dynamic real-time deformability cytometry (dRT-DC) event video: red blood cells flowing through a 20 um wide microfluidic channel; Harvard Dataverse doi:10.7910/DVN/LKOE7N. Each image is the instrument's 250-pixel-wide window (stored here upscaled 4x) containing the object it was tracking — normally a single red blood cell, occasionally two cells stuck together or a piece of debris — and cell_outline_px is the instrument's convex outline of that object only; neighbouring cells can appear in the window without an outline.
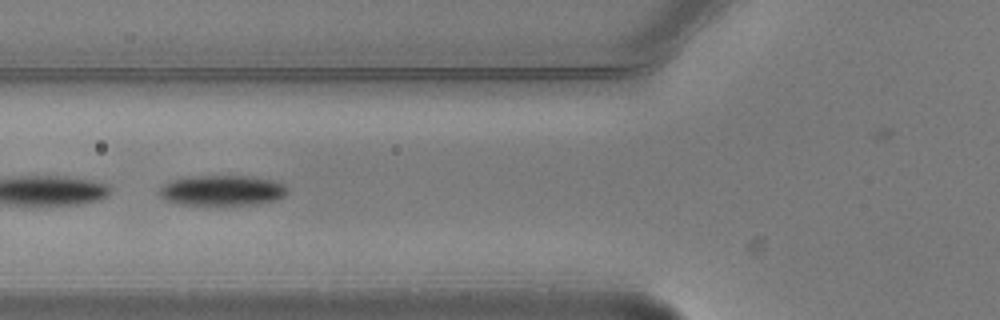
{"species": "common noctule bat (a hibernating species)", "species_latin": "Nyctalus noctula", "temperature_condition": "warm", "stored_images_in_passage": 5, "camera_frame_rate_fps": 3000, "um_per_image_px": 0.085, "animal": {"sex": "male", "body_mass_g": 20.5, "forearm_length_mm": 52.5}, "frame": {"image": 1, "passage_image": 4, "time_ms": 1.0, "image_size_px": [1000, 320], "cell_outline_px": [[288, 192], [284, 196], [276, 200], [256, 204], [176, 204], [160, 196], [156, 192], [160, 184], [168, 180], [180, 176], [252, 176], [272, 180], [284, 184], [288, 188]], "centroid_in_image_um": [18.81, 16.16], "position_along_channel_um": 107.0, "area_um2": 23.06}}